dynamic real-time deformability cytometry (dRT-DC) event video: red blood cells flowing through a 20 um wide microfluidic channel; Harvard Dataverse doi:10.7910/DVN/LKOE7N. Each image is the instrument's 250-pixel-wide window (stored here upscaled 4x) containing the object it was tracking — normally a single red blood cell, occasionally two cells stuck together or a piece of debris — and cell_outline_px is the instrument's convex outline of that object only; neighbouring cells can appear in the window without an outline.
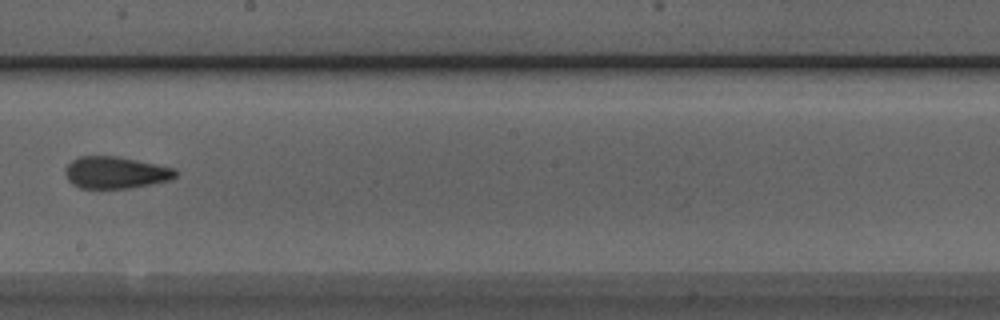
{"species": "Egyptian fruit bat (a non-hibernating species)", "species_latin": "Rousettus aegyptiacus", "temperature_condition": "room temperature", "stored_images_in_passage": 7, "camera_frame_rate_fps": 3000, "um_per_image_px": 0.085, "animal": {"sex": "male"}, "frame": {"image": 1, "passage_image": 7, "time_ms": 2.0, "image_size_px": [1000, 320], "cell_outline_px": [[180, 172], [176, 176], [168, 180], [128, 188], [80, 188], [72, 184], [68, 180], [64, 172], [64, 168], [72, 160], [80, 156], [120, 156], [176, 168]], "centroid_in_image_um": [9.82, 14.65], "position_along_channel_um": 238.4, "area_um2": 20.63}}